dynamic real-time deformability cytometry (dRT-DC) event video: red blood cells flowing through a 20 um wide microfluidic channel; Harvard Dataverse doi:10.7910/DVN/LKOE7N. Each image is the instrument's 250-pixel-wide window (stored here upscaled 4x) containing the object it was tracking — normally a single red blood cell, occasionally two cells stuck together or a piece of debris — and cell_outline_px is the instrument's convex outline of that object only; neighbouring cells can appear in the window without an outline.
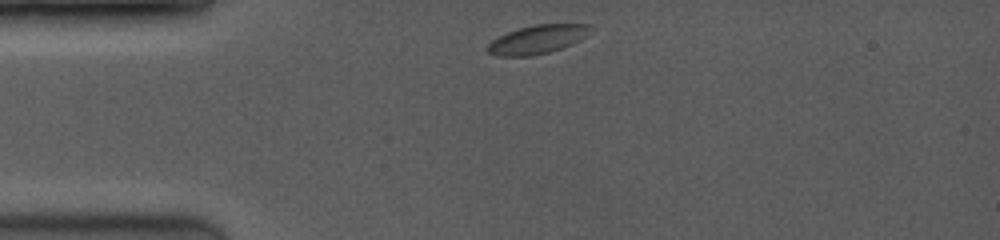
{"species": "common noctule bat (a hibernating species)", "species_latin": "Nyctalus noctula", "temperature_condition": "room temperature", "stored_images_in_passage": 9, "camera_frame_rate_fps": 3500, "um_per_image_px": 0.085, "animal": {"sex": "female", "body_mass_g": 19.0, "forearm_length_mm": 53.3}, "frame": {"image": 1, "passage_image": 1, "time_ms": 0.0, "image_size_px": [1000, 240], "cell_outline_px": [[588, 28], [584, 36], [580, 40], [572, 44], [548, 52], [532, 56], [500, 56], [488, 52], [488, 44], [492, 40], [508, 32], [520, 28], [536, 24], [588, 24]], "centroid_in_image_um": [45.63, 3.36], "position_along_channel_um": 39.4, "area_um2": 16.65}}
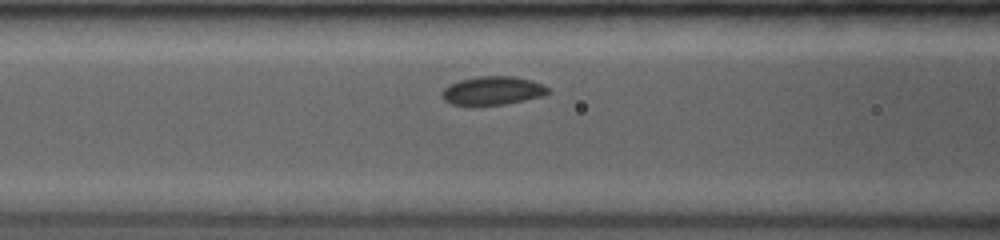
{"frame": {"image": 2, "passage_image": 6, "time_ms": 2.857, "image_size_px": [1000, 240], "cell_outline_px": [[552, 92], [544, 96], [504, 104], [476, 108], [472, 108], [452, 104], [444, 100], [440, 96], [440, 92], [448, 84], [460, 80], [476, 76], [512, 76], [532, 80], [544, 84]], "centroid_in_image_um": [41.83, 7.74], "position_along_channel_um": 124.8, "area_um2": 18.5}}
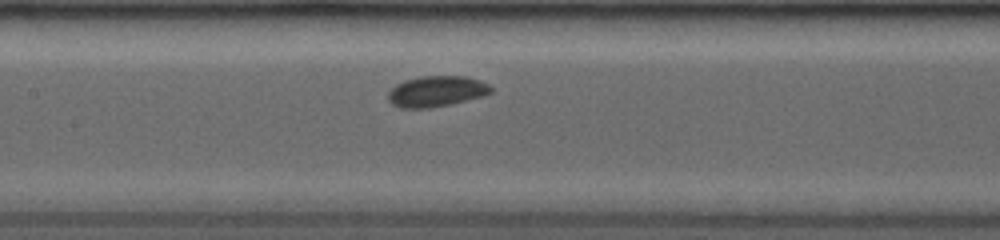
{"frame": {"image": 3, "passage_image": 8, "time_ms": 4.0, "image_size_px": [1000, 240], "cell_outline_px": [[492, 92], [484, 96], [432, 108], [400, 108], [392, 104], [388, 100], [388, 92], [396, 84], [404, 80], [420, 76], [464, 76], [480, 80], [488, 84], [492, 88]], "centroid_in_image_um": [37.09, 7.76], "position_along_channel_um": 170.3, "area_um2": 18.55}}